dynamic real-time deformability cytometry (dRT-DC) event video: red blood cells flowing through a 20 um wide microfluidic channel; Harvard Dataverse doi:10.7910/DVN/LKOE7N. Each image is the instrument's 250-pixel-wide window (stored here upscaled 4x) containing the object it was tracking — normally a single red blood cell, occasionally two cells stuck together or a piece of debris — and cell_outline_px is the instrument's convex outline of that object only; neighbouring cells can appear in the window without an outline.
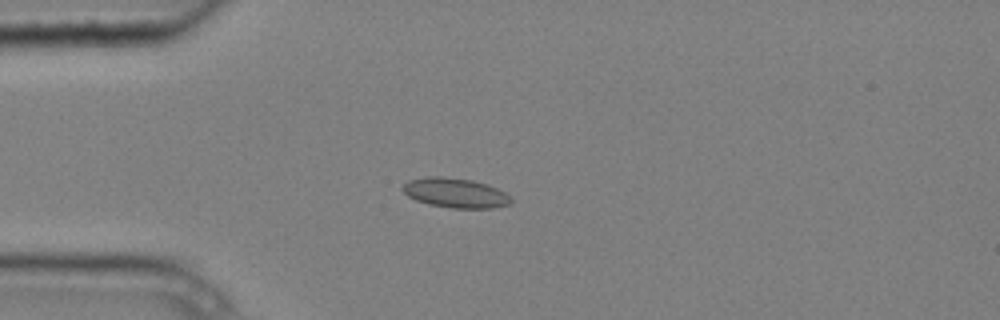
{"species": "common noctule bat (a hibernating species)", "species_latin": "Nyctalus noctula", "temperature_condition": "cold", "stored_images_in_passage": 7, "camera_frame_rate_fps": 3000, "um_per_image_px": 0.085, "animal": {"sex": "male", "body_mass_g": 20.4}, "frame": {"image": 1, "passage_image": 4, "time_ms": 1.0, "image_size_px": [1000, 320], "cell_outline_px": [[512, 204], [492, 208], [452, 208], [428, 204], [416, 200], [408, 196], [400, 188], [408, 180], [428, 176], [440, 176], [472, 180], [488, 184], [512, 196]], "centroid_in_image_um": [38.72, 16.39], "position_along_channel_um": 46.3, "area_um2": 18.9}}
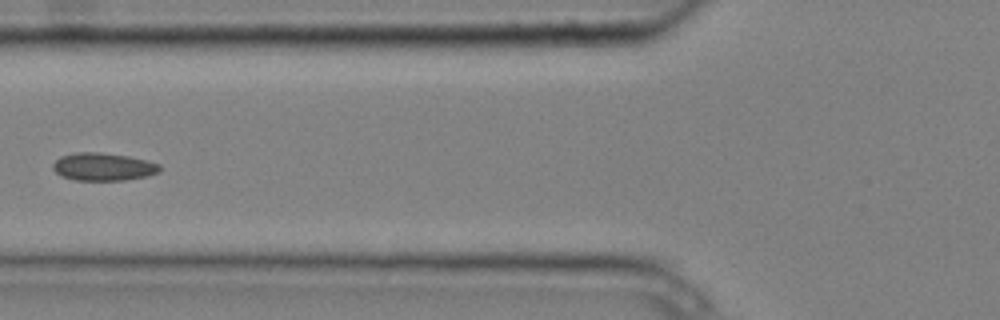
{"frame": {"image": 2, "passage_image": 6, "time_ms": 1.667, "image_size_px": [1000, 320], "cell_outline_px": [[160, 172], [148, 176], [124, 180], [76, 180], [64, 176], [56, 172], [52, 168], [52, 164], [60, 156], [76, 152], [100, 152], [128, 156], [148, 160], [160, 164]], "centroid_in_image_um": [8.8, 14.16], "position_along_channel_um": 117.0, "area_um2": 17.34}}
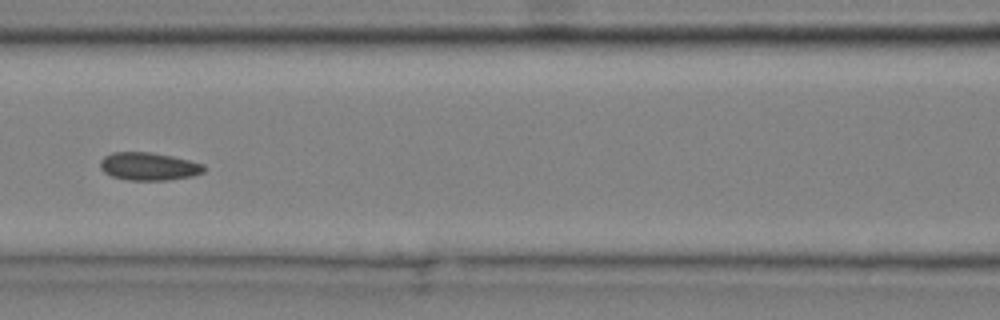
{"frame": {"image": 3, "passage_image": 7, "time_ms": 2.0, "image_size_px": [1000, 320], "cell_outline_px": [[204, 172], [192, 176], [168, 180], [128, 180], [112, 176], [104, 172], [100, 168], [100, 160], [104, 156], [112, 152], [152, 152], [172, 156], [204, 164]], "centroid_in_image_um": [12.62, 14.14], "position_along_channel_um": 154.0, "area_um2": 16.88}}